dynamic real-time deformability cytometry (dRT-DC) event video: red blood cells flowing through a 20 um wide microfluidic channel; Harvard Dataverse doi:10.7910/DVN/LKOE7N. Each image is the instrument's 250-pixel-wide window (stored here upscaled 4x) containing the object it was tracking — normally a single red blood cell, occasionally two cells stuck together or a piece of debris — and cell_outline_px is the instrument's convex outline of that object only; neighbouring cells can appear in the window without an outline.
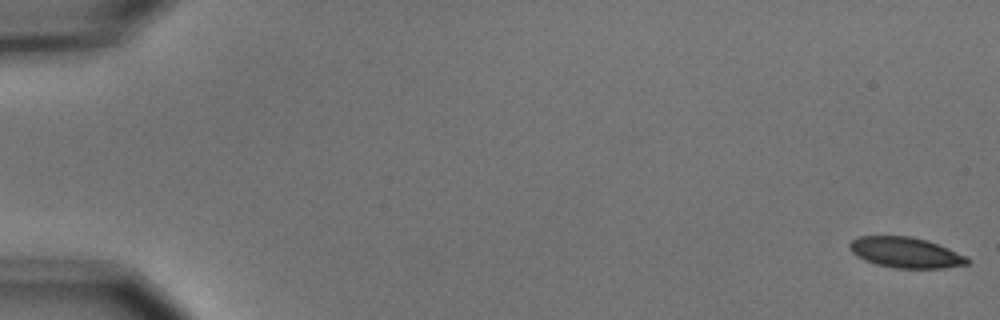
{"species": "common noctule bat (a hibernating species)", "species_latin": "Nyctalus noctula", "temperature_condition": "cold", "stored_images_in_passage": 5, "camera_frame_rate_fps": 3000, "um_per_image_px": 0.085, "animal": {"sex": "male", "body_mass_g": 15.6}, "frame": {"image": 1, "passage_image": 1, "time_ms": 0.0, "image_size_px": [1000, 320], "cell_outline_px": [[972, 260], [968, 264], [944, 268], [896, 268], [876, 264], [864, 260], [856, 256], [848, 248], [848, 244], [852, 240], [860, 236], [912, 236], [928, 240], [968, 256]], "centroid_in_image_um": [77.0, 21.46], "position_along_channel_um": 8.0, "area_um2": 21.21}}
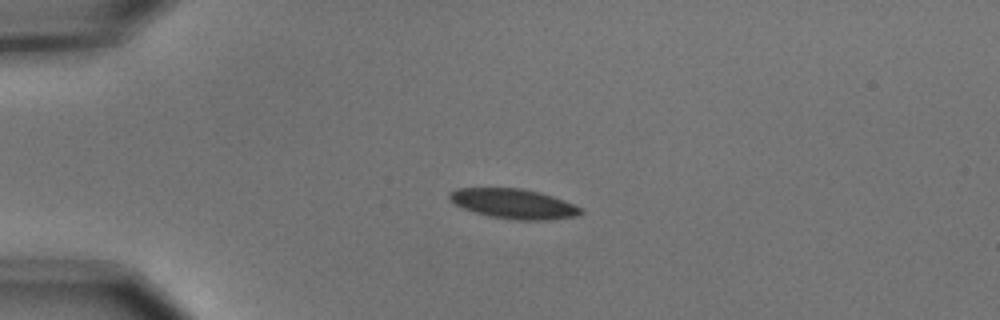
{"frame": {"image": 2, "passage_image": 4, "time_ms": 1.0, "image_size_px": [1000, 320], "cell_outline_px": [[584, 212], [576, 216], [544, 220], [516, 220], [492, 216], [476, 212], [464, 208], [448, 200], [448, 192], [456, 188], [524, 188], [540, 192], [564, 200], [584, 208]], "centroid_in_image_um": [43.67, 17.3], "position_along_channel_um": 41.3, "area_um2": 22.83}}